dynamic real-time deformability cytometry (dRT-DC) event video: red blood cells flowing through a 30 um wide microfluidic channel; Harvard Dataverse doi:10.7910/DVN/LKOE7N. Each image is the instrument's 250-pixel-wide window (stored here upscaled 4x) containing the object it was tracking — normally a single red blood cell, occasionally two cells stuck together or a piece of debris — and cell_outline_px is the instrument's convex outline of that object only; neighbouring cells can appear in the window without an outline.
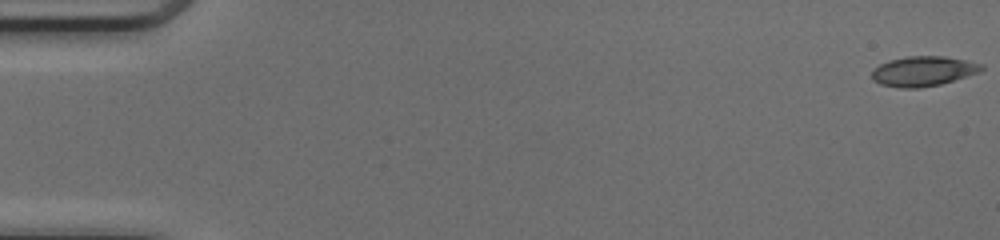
{"species": "common noctule bat (a hibernating species)", "species_latin": "Nyctalus noctula", "temperature_condition": "cold", "stored_images_in_passage": 50, "camera_frame_rate_fps": 3000, "um_per_image_px": 0.085, "animal": {"sex": "female", "body_mass_g": 17.0, "forearm_length_mm": 48.0}, "frame": {"image": 1, "passage_image": 1, "time_ms": 0.0, "image_size_px": [1000, 240], "cell_outline_px": [[984, 68], [980, 72], [940, 84], [920, 88], [900, 88], [880, 84], [872, 80], [872, 72], [880, 64], [888, 60], [908, 56], [944, 56], [984, 64]], "centroid_in_image_um": [78.47, 6.05], "position_along_channel_um": 6.5, "area_um2": 19.07}}
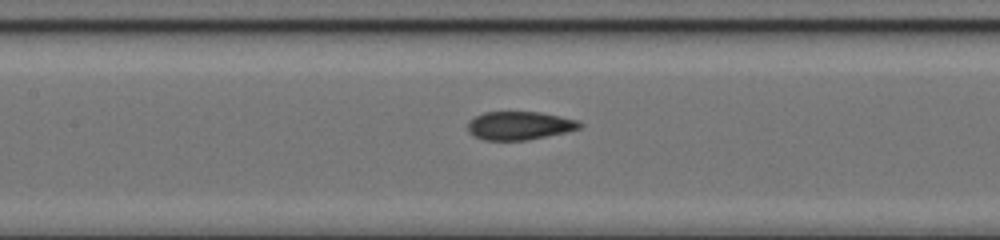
{"frame": {"image": 2, "passage_image": 24, "time_ms": 7.667, "image_size_px": [1000, 240], "cell_outline_px": [[584, 124], [580, 128], [564, 132], [528, 140], [484, 140], [468, 132], [468, 120], [484, 112], [540, 112], [580, 120]], "centroid_in_image_um": [44.17, 10.67], "position_along_channel_um": 163.2, "area_um2": 18.5}}
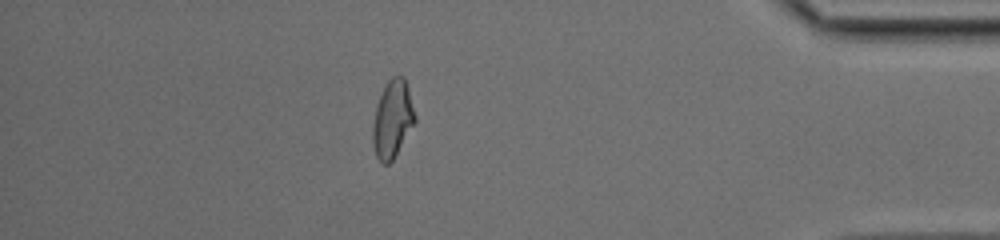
{"frame": {"image": 3, "passage_image": 44, "time_ms": 14.333, "image_size_px": [1000, 240], "cell_outline_px": [[416, 120], [392, 160], [388, 164], [384, 164], [376, 156], [372, 144], [372, 124], [376, 104], [388, 80], [392, 76], [404, 76], [408, 88], [416, 116]], "centroid_in_image_um": [33.34, 10.11], "position_along_channel_um": 401.9, "area_um2": 18.9}, "authors_computed_cell_mechanics": {"area_um2": 18.9873, "velocity_mm_per_s": 4.2004, "shape_relaxation_time_tau1_ms": null, "shape_relaxation_time_tau2_ms": 1.3847, "deformation_change_tau1": null, "deformation_change_tau2": 0.0514}}